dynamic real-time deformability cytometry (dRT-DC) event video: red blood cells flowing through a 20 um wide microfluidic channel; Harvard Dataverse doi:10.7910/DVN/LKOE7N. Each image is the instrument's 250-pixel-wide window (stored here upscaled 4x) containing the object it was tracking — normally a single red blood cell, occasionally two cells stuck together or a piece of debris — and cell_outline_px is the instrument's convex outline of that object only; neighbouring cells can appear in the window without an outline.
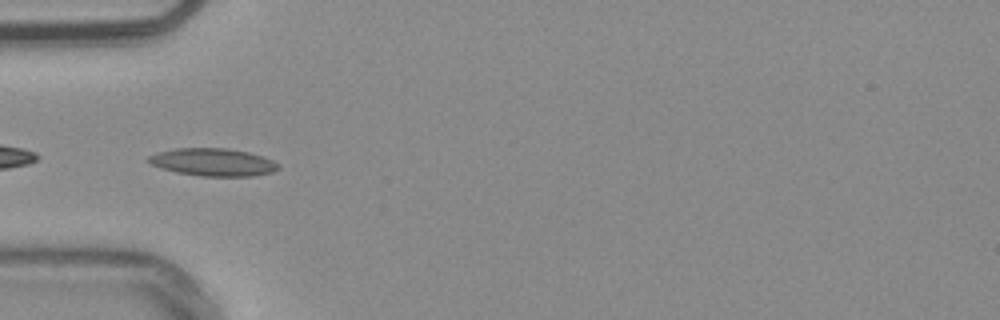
{"species": "common noctule bat (a hibernating species)", "species_latin": "Nyctalus noctula", "temperature_condition": "warm", "stored_images_in_passage": 14, "camera_frame_rate_fps": 3000, "um_per_image_px": 0.085, "animal": {"sex": "male", "body_mass_g": 20.4}, "frame": {"image": 1, "passage_image": 1, "time_ms": 0.0, "image_size_px": [1000, 320], "cell_outline_px": [[280, 168], [272, 172], [252, 176], [200, 176], [176, 172], [152, 164], [144, 160], [148, 156], [156, 152], [176, 148], [228, 148], [248, 152], [264, 156], [280, 164]], "centroid_in_image_um": [18.11, 13.77], "position_along_channel_um": 66.9, "area_um2": 21.04}}